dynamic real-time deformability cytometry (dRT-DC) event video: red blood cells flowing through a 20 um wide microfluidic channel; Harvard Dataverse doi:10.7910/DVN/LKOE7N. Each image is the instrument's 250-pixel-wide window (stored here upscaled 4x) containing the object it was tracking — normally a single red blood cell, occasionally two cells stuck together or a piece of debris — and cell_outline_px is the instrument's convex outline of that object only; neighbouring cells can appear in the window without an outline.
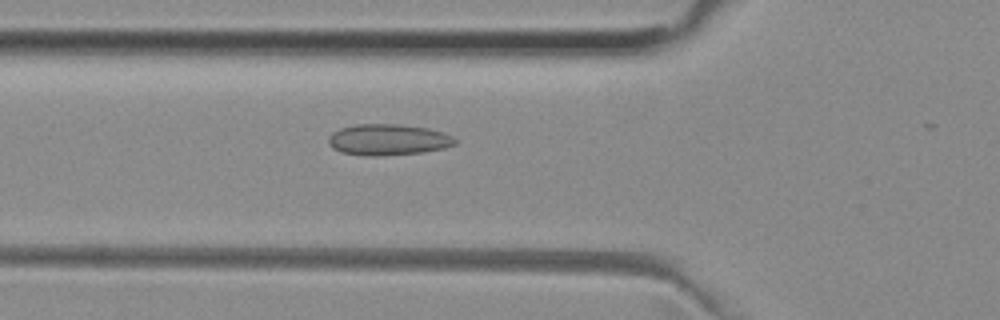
{"species": "common noctule bat (a hibernating species)", "species_latin": "Nyctalus noctula", "temperature_condition": "room temperature", "stored_images_in_passage": 22, "camera_frame_rate_fps": 3000, "um_per_image_px": 0.085, "animal": {"sex": "female", "body_mass_g": 29.2, "forearm_length_mm": 56.3}, "frame": {"image": 1, "passage_image": 18, "time_ms": 5.667, "image_size_px": [1000, 320], "cell_outline_px": [[456, 144], [444, 148], [424, 152], [376, 156], [364, 156], [340, 152], [332, 148], [328, 144], [328, 136], [332, 132], [340, 128], [356, 124], [400, 124], [428, 128], [452, 136], [456, 140]], "centroid_in_image_um": [32.94, 11.88], "position_along_channel_um": 92.9, "area_um2": 23.12}}
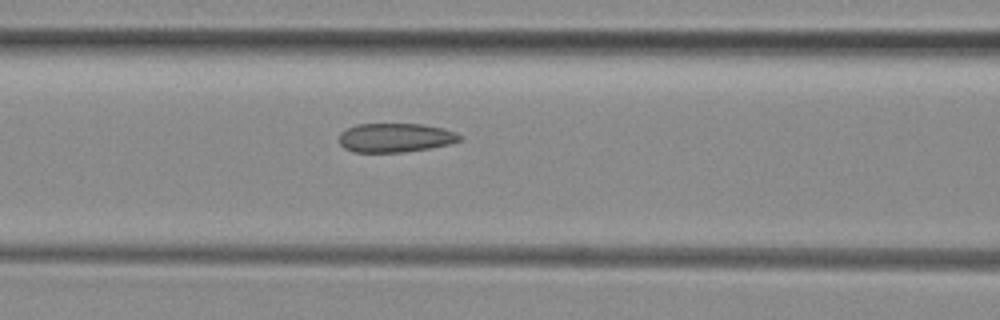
{"frame": {"image": 2, "passage_image": 21, "time_ms": 6.667, "image_size_px": [1000, 320], "cell_outline_px": [[460, 140], [448, 144], [428, 148], [404, 152], [352, 152], [344, 148], [340, 144], [340, 132], [356, 124], [420, 124], [444, 128], [456, 132], [460, 136]], "centroid_in_image_um": [33.57, 11.7], "position_along_channel_um": 133.0, "area_um2": 20.29}}